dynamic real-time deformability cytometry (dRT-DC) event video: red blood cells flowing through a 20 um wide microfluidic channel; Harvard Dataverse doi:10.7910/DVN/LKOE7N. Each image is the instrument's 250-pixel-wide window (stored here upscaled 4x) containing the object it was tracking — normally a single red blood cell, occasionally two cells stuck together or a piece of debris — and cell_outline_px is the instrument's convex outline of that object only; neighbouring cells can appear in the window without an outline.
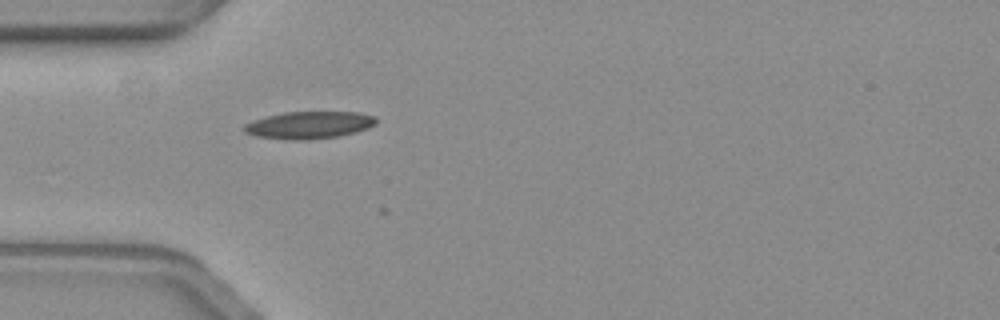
{"species": "common noctule bat (a hibernating species)", "species_latin": "Nyctalus noctula", "temperature_condition": "warm", "stored_images_in_passage": 9, "camera_frame_rate_fps": 3000, "um_per_image_px": 0.085, "animal": {"sex": "female", "body_mass_g": 19.3, "forearm_length_mm": 54.1}, "frame": {"image": 1, "passage_image": 1, "time_ms": 0.0, "image_size_px": [1000, 320], "cell_outline_px": [[376, 124], [368, 128], [356, 132], [340, 136], [308, 140], [292, 140], [256, 136], [244, 132], [244, 124], [252, 120], [284, 112], [360, 112], [376, 116]], "centroid_in_image_um": [26.3, 10.63], "position_along_channel_um": 58.7, "area_um2": 21.1}}
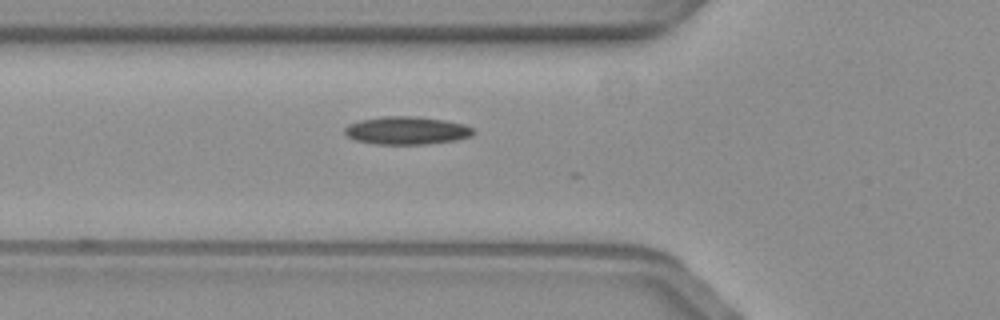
{"frame": {"image": 2, "passage_image": 4, "time_ms": 1.0, "image_size_px": [1000, 320], "cell_outline_px": [[476, 132], [472, 136], [456, 140], [428, 144], [376, 144], [356, 140], [348, 136], [344, 132], [344, 128], [348, 124], [360, 120], [384, 116], [416, 116], [444, 120], [464, 124], [472, 128]], "centroid_in_image_um": [34.59, 11.09], "position_along_channel_um": 91.2, "area_um2": 20.98}}
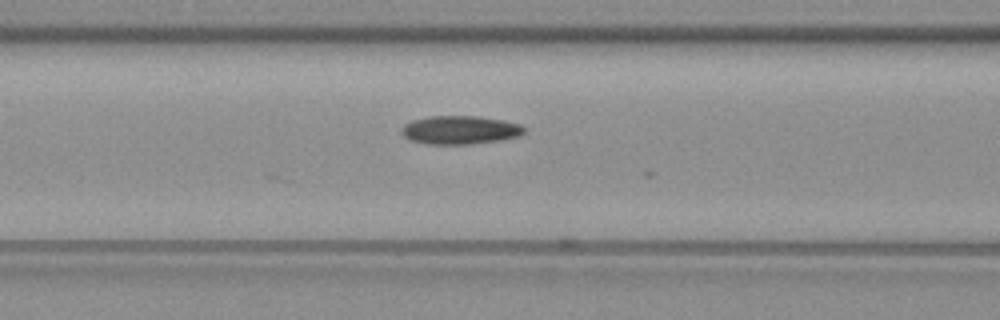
{"frame": {"image": 3, "passage_image": 7, "time_ms": 2.0, "image_size_px": [1000, 320], "cell_outline_px": [[524, 132], [520, 136], [496, 140], [468, 144], [424, 144], [408, 140], [400, 132], [400, 128], [404, 124], [412, 120], [428, 116], [480, 116], [504, 120], [520, 124], [524, 128]], "centroid_in_image_um": [39.04, 11.04], "position_along_channel_um": 127.6, "area_um2": 20.46}}